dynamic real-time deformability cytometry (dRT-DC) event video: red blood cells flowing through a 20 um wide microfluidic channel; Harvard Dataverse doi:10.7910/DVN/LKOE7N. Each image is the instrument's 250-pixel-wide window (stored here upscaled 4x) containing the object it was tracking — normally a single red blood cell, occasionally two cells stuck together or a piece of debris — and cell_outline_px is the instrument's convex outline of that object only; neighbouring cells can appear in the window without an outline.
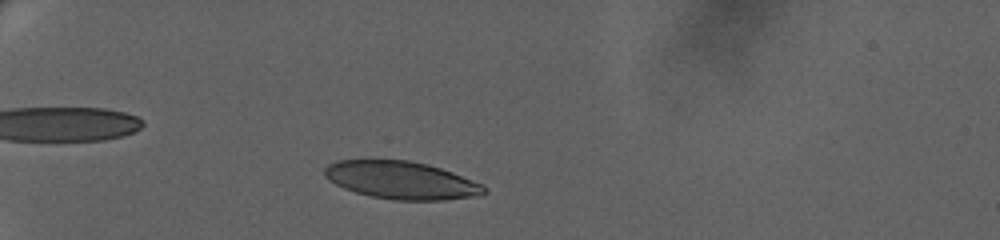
{"species": "human", "species_latin": "Homo sapiens", "temperature_condition": "warm", "stored_images_in_passage": 52, "camera_frame_rate_fps": 3000, "um_per_image_px": 0.085, "donor": {"sex": "female"}, "frame": {"image": 1, "passage_image": 8, "time_ms": 2.333, "image_size_px": [1000, 240], "cell_outline_px": [[488, 192], [480, 196], [444, 200], [396, 200], [372, 196], [356, 192], [344, 188], [328, 180], [324, 176], [324, 168], [328, 164], [336, 160], [408, 160], [428, 164], [452, 172], [484, 184], [488, 188]], "centroid_in_image_um": [34.15, 15.32], "position_along_channel_um": 50.8, "area_um2": 35.26}}
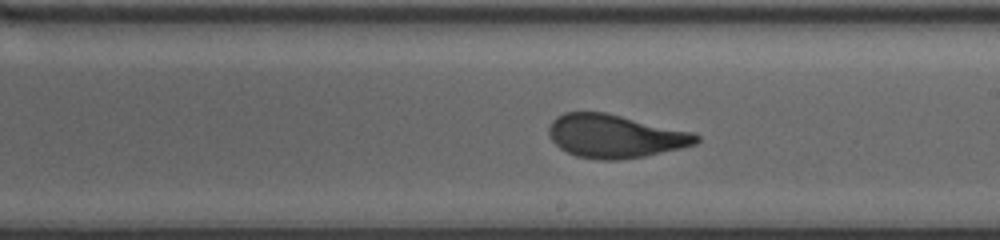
{"frame": {"image": 2, "passage_image": 29, "time_ms": 9.333, "image_size_px": [1000, 240], "cell_outline_px": [[700, 140], [696, 144], [680, 148], [644, 156], [620, 160], [600, 160], [576, 156], [560, 148], [552, 140], [548, 132], [548, 128], [552, 120], [556, 116], [564, 112], [604, 112], [692, 132], [700, 136]], "centroid_in_image_um": [52.25, 11.57], "position_along_channel_um": 236.7, "area_um2": 36.99}}
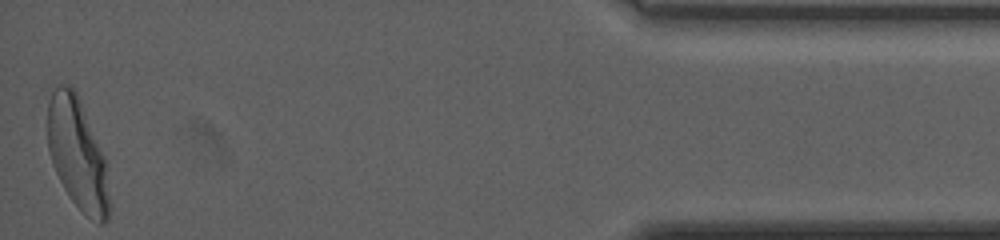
{"frame": {"image": 3, "passage_image": 52, "time_ms": 17.0, "image_size_px": [1000, 240], "cell_outline_px": [[112, 208], [108, 220], [104, 224], [96, 224], [84, 216], [68, 196], [52, 164], [48, 148], [48, 104], [52, 92], [60, 84], [68, 84], [76, 92], [104, 156], [112, 204]], "centroid_in_image_um": [6.62, 13.22], "position_along_channel_um": 428.6, "area_um2": 40.4}, "authors_computed_cell_mechanics": {"area_um2": 37.2521, "velocity_mm_per_s": 3.3046, "shape_relaxation_time_tau1_ms": 6.3962, "shape_relaxation_time_tau2_ms": null, "deformation_change_tau1": 0.2265, "deformation_change_tau2": null}}